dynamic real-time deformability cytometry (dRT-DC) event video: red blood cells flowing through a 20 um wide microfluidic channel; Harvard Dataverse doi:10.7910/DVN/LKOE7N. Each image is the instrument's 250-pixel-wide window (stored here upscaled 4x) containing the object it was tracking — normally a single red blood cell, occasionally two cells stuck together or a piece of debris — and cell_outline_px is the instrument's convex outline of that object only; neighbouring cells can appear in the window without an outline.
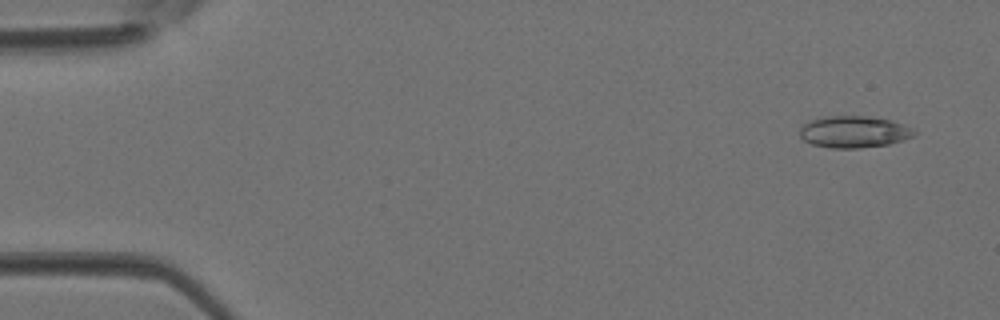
{"species": "Egyptian fruit bat (a non-hibernating species)", "species_latin": "Rousettus aegyptiacus", "temperature_condition": "room temperature", "stored_images_in_passage": 40, "camera_frame_rate_fps": 3000, "um_per_image_px": 0.085, "animal": {"sex": "female"}, "frame": {"image": 1, "passage_image": 1, "time_ms": 0.0, "image_size_px": [1000, 320], "cell_outline_px": [[916, 132], [912, 136], [904, 140], [888, 144], [860, 148], [832, 148], [812, 144], [804, 140], [800, 136], [800, 128], [808, 120], [824, 116], [872, 116], [904, 124], [912, 128]], "centroid_in_image_um": [72.57, 11.2], "position_along_channel_um": 12.4, "area_um2": 21.21}}
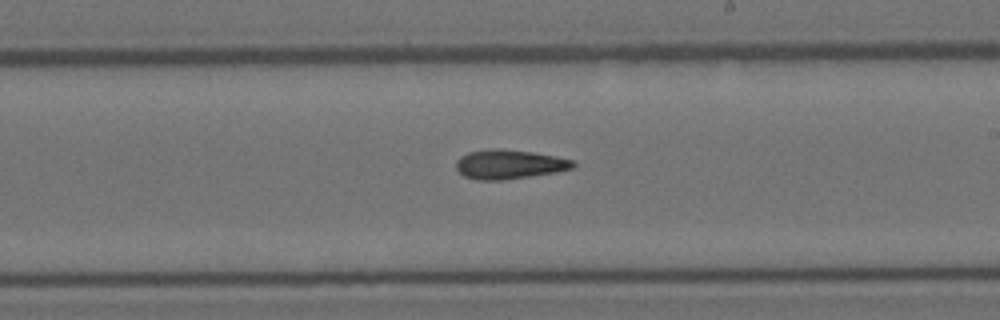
{"frame": {"image": 2, "passage_image": 23, "time_ms": 7.333, "image_size_px": [1000, 320], "cell_outline_px": [[576, 164], [572, 168], [556, 172], [504, 180], [480, 180], [464, 176], [456, 168], [456, 160], [460, 156], [468, 152], [488, 148], [496, 148], [532, 152], [556, 156], [576, 160]], "centroid_in_image_um": [43.29, 13.96], "position_along_channel_um": 245.7, "area_um2": 20.06}}
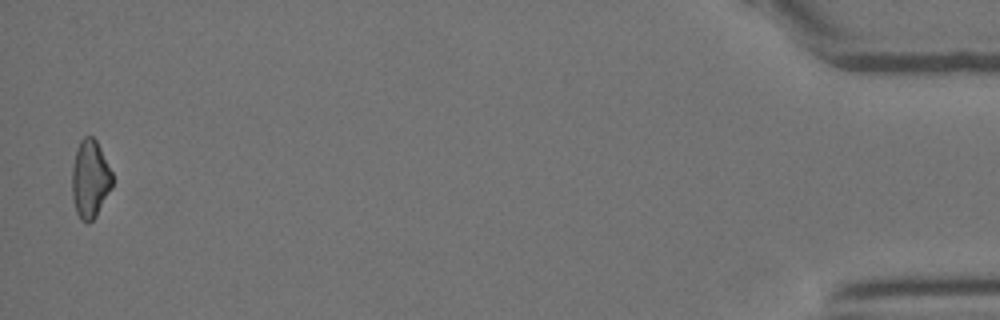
{"frame": {"image": 3, "passage_image": 40, "time_ms": 13.0, "image_size_px": [1000, 320], "cell_outline_px": [[112, 188], [96, 216], [88, 224], [80, 220], [76, 212], [72, 200], [72, 164], [76, 148], [80, 140], [84, 136], [92, 136], [96, 140], [112, 172]], "centroid_in_image_um": [7.64, 15.23], "position_along_channel_um": 427.6, "area_um2": 18.55}}